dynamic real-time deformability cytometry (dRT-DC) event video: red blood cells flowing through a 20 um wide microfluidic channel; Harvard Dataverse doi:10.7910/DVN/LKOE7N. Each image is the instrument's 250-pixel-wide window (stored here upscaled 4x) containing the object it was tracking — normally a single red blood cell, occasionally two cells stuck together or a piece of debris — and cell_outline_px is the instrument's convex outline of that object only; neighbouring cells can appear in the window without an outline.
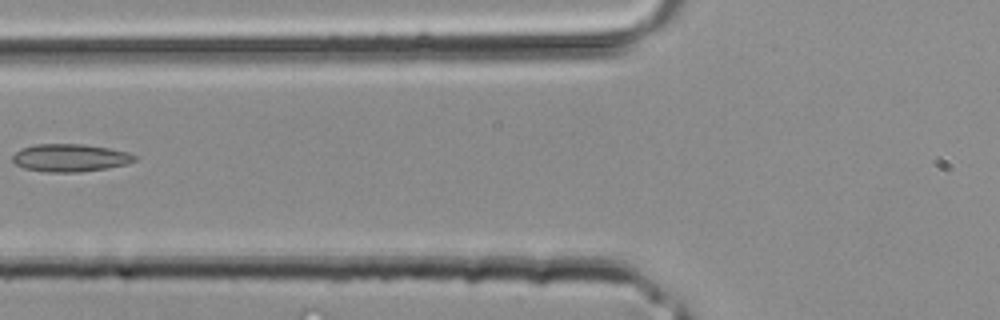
{"species": "common noctule bat (a hibernating species)", "species_latin": "Nyctalus noctula", "temperature_condition": "room temperature", "stored_images_in_passage": 6, "segment_of_instrument_passage": [2, 2], "camera_frame_rate_fps": 3000, "um_per_image_px": 0.085, "animal": {"sex": "male", "body_mass_g": 20.4}, "frame": {"image": 1, "passage_image": 6, "time_ms": 1.667, "image_size_px": [1000, 320], "cell_outline_px": [[136, 160], [128, 164], [108, 168], [80, 172], [48, 172], [24, 168], [16, 164], [12, 160], [12, 156], [20, 148], [36, 144], [80, 144], [108, 148], [128, 152], [136, 156]], "centroid_in_image_um": [5.96, 13.42], "position_along_channel_um": 119.8, "area_um2": 19.71}}